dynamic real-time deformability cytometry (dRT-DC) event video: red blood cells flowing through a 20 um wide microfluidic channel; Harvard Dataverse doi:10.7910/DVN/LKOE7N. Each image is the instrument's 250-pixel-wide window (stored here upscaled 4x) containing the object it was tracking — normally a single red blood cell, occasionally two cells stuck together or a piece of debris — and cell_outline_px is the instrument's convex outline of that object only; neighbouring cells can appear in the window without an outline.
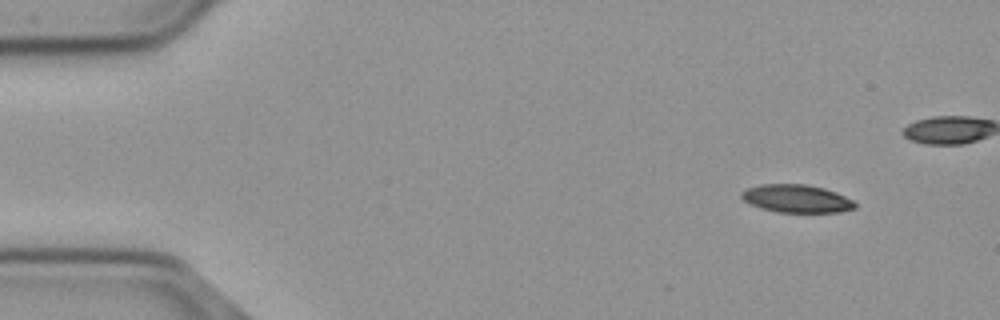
{"species": "common noctule bat (a hibernating species)", "species_latin": "Nyctalus noctula", "temperature_condition": "cold", "stored_images_in_passage": 32, "camera_frame_rate_fps": 3000, "um_per_image_px": 0.085, "animal": {"sex": "male", "body_mass_g": 23.1, "forearm_length_mm": 52.7}, "frame": {"image": 1, "passage_image": 1, "time_ms": 0.0, "image_size_px": [1000, 320], "cell_outline_px": [[856, 208], [840, 212], [776, 212], [760, 208], [744, 200], [740, 196], [740, 192], [748, 188], [760, 184], [804, 184], [824, 188], [836, 192], [852, 200], [856, 204]], "centroid_in_image_um": [67.7, 16.88], "position_along_channel_um": 17.3, "area_um2": 18.44}}
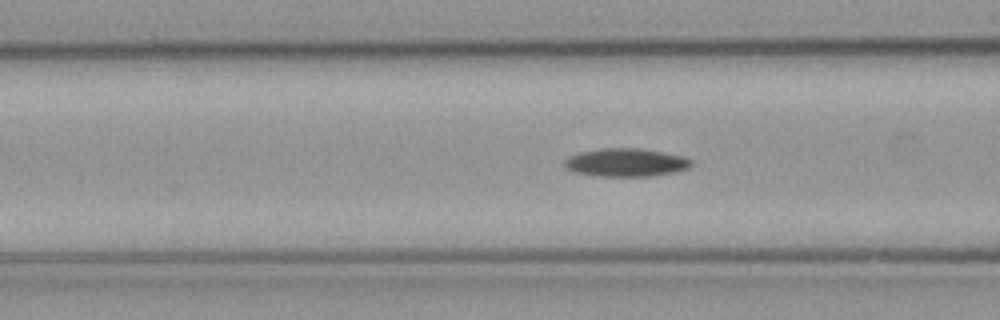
{"frame": {"image": 2, "passage_image": 17, "time_ms": 5.333, "image_size_px": [1000, 320], "cell_outline_px": [[692, 164], [688, 168], [676, 172], [652, 176], [596, 176], [572, 172], [564, 164], [564, 160], [568, 156], [580, 152], [604, 148], [640, 148], [664, 152], [684, 156], [692, 160]], "centroid_in_image_um": [53.22, 13.81], "position_along_channel_um": 113.4, "area_um2": 20.98}}
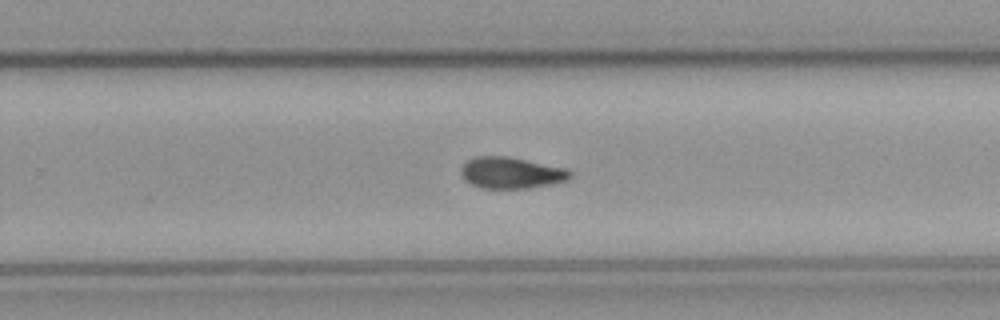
{"frame": {"image": 3, "passage_image": 31, "time_ms": 10.0, "image_size_px": [1000, 320], "cell_outline_px": [[572, 176], [568, 180], [552, 184], [528, 188], [480, 188], [464, 180], [460, 172], [460, 168], [468, 160], [476, 156], [508, 156], [568, 168], [572, 172]], "centroid_in_image_um": [43.47, 14.68], "position_along_channel_um": 286.3, "area_um2": 20.17}}